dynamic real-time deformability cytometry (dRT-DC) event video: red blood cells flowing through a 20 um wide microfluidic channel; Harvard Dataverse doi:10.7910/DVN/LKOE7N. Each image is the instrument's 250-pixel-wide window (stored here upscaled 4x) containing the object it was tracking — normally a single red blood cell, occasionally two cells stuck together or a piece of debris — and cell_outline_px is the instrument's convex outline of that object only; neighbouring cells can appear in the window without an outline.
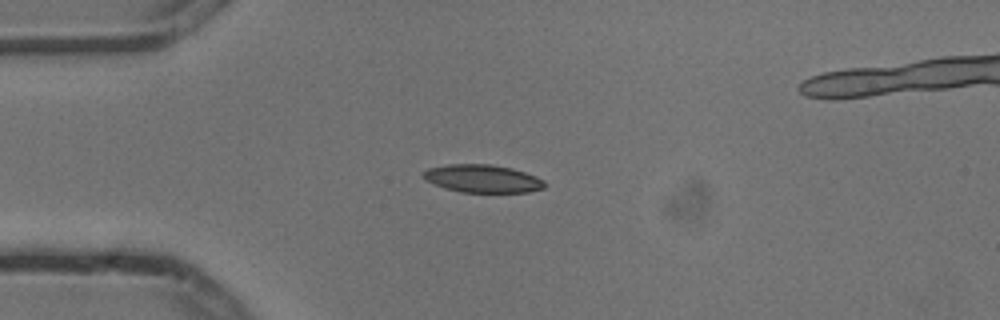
{"species": "common noctule bat (a hibernating species)", "species_latin": "Nyctalus noctula", "temperature_condition": "cold", "stored_images_in_passage": 7, "camera_frame_rate_fps": 3000, "um_per_image_px": 0.085, "animal": {"sex": "male", "body_mass_g": 13.3}, "frame": {"image": 1, "passage_image": 2, "time_ms": 0.333, "image_size_px": [1000, 320], "cell_outline_px": [[544, 188], [528, 192], [460, 192], [444, 188], [424, 180], [420, 176], [420, 172], [428, 168], [448, 164], [492, 164], [512, 168], [536, 176], [544, 180]], "centroid_in_image_um": [40.95, 15.17], "position_along_channel_um": 44.1, "area_um2": 19.94}}
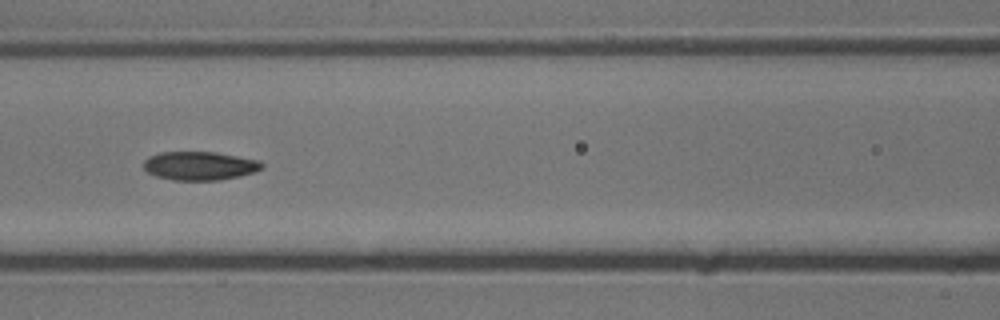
{"frame": {"image": 2, "passage_image": 5, "time_ms": 1.333, "image_size_px": [1000, 320], "cell_outline_px": [[264, 168], [256, 172], [240, 176], [220, 180], [172, 180], [156, 176], [148, 172], [144, 168], [144, 160], [148, 156], [160, 152], [216, 152], [260, 160], [264, 164]], "centroid_in_image_um": [17.01, 14.09], "position_along_channel_um": 149.6, "area_um2": 19.94}}
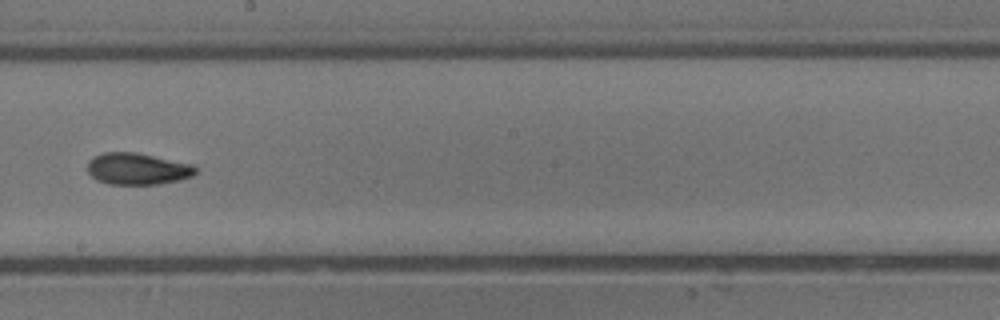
{"frame": {"image": 3, "passage_image": 7, "time_ms": 2.0, "image_size_px": [1000, 320], "cell_outline_px": [[196, 172], [192, 176], [180, 180], [156, 184], [108, 184], [96, 180], [88, 172], [88, 160], [92, 156], [104, 152], [136, 152], [192, 164], [196, 168]], "centroid_in_image_um": [11.65, 14.34], "position_along_channel_um": 236.5, "area_um2": 20.0}}